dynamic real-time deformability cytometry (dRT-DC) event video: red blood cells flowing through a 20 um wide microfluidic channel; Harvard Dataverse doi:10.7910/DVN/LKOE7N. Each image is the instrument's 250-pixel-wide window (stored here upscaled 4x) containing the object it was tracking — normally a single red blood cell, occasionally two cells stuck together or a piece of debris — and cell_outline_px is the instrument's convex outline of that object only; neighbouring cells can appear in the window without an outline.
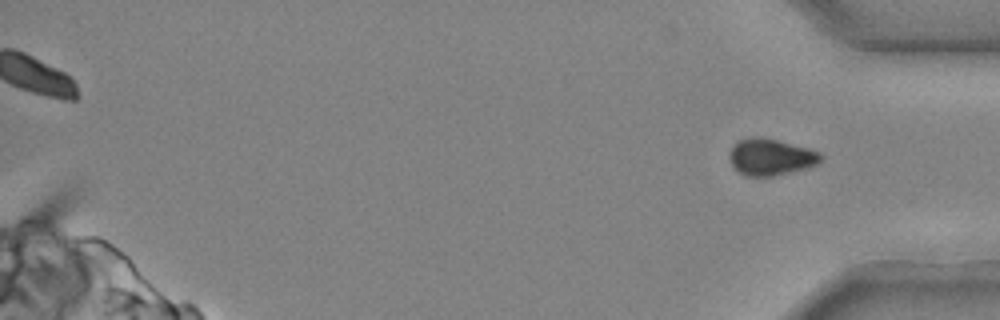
{"species": "common noctule bat (a hibernating species)", "species_latin": "Nyctalus noctula", "temperature_condition": "cold", "stored_images_in_passage": 31, "segment_of_instrument_passage": [2, 2], "camera_frame_rate_fps": 3000, "um_per_image_px": 0.085, "animal": {"sex": "male", "body_mass_g": 20.4}, "frame": {"image": 1, "passage_image": 31, "time_ms": 10.0, "image_size_px": [1000, 320], "cell_outline_px": [[824, 156], [820, 164], [772, 176], [744, 176], [732, 164], [728, 156], [728, 152], [736, 140], [756, 136], [760, 136], [808, 148], [820, 152]], "centroid_in_image_um": [65.5, 13.33], "position_along_channel_um": 369.7, "area_um2": 19.54}}